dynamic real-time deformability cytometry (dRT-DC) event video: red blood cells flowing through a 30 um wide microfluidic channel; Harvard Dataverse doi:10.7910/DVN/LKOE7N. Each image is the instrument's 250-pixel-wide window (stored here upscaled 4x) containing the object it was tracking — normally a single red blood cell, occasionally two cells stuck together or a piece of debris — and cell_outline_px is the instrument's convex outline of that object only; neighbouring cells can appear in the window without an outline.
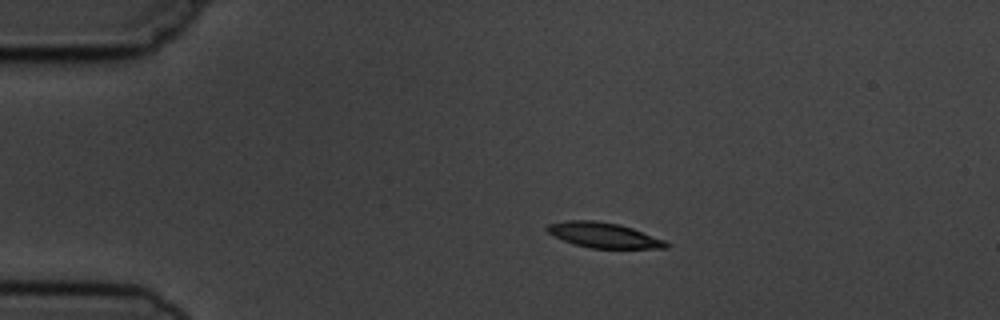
{"species": "common noctule bat (a hibernating species)", "species_latin": "Nyctalus noctula", "temperature_condition": "cold", "stored_images_in_passage": 5, "camera_frame_rate_fps": 3000, "um_per_image_px": 0.085, "animal": {"sex": "male", "body_mass_g": 19.5, "forearm_length_mm": 54.6}, "frame": {"image": 1, "passage_image": 3, "time_ms": 2.333, "image_size_px": [1000, 320], "cell_outline_px": [[668, 248], [592, 248], [576, 244], [564, 240], [548, 232], [544, 228], [548, 224], [568, 220], [596, 220], [620, 224], [632, 228], [664, 240], [668, 244]], "centroid_in_image_um": [51.3, 19.97], "position_along_channel_um": 33.7, "area_um2": 17.22}}
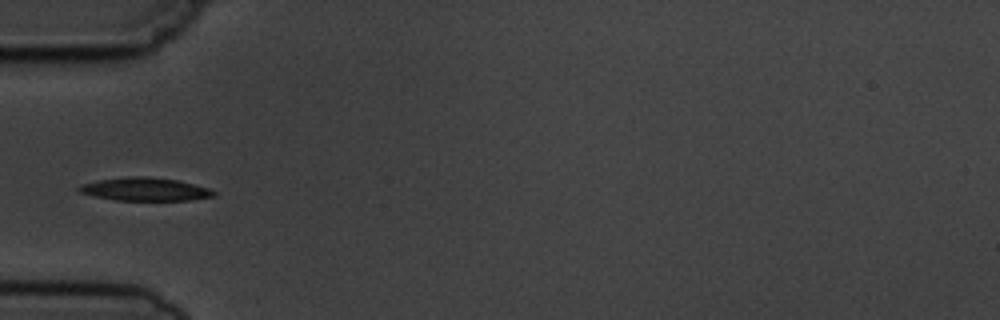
{"frame": {"image": 2, "passage_image": 5, "time_ms": 4.667, "image_size_px": [1000, 320], "cell_outline_px": [[216, 196], [188, 200], [116, 200], [92, 196], [76, 192], [76, 188], [80, 184], [100, 180], [128, 176], [148, 176], [176, 180], [208, 188], [216, 192]], "centroid_in_image_um": [12.26, 16.08], "position_along_channel_um": 72.7, "area_um2": 18.21}}